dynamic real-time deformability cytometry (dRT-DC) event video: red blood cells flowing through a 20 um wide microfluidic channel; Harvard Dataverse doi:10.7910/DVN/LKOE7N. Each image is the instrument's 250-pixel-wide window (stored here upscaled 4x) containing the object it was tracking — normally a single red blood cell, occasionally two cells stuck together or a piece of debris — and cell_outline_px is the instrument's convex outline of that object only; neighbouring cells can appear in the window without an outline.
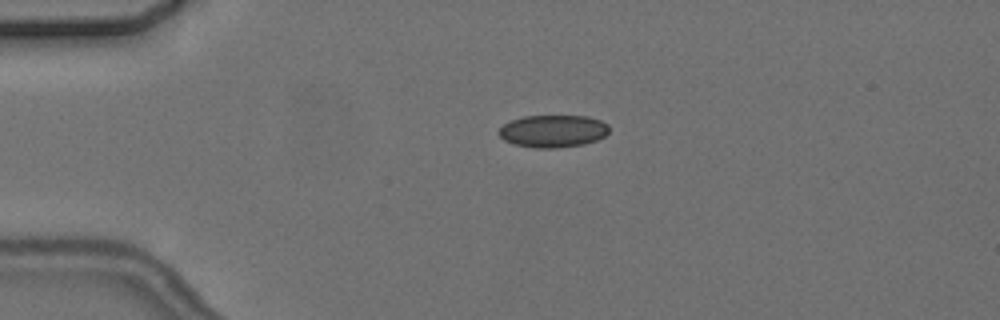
{"species": "common noctule bat (a hibernating species)", "species_latin": "Nyctalus noctula", "temperature_condition": "cold", "stored_images_in_passage": 2, "camera_frame_rate_fps": 3000, "um_per_image_px": 0.085, "animal": {"sex": "female", "body_mass_g": 24.6, "forearm_length_mm": 56.2}, "frame": {"image": 1, "passage_image": 1, "time_ms": 0.0, "image_size_px": [1000, 320], "cell_outline_px": [[608, 132], [604, 136], [596, 140], [584, 144], [556, 148], [532, 148], [516, 144], [504, 140], [496, 132], [504, 124], [512, 120], [524, 116], [588, 116], [600, 120], [608, 124]], "centroid_in_image_um": [47.0, 11.14], "position_along_channel_um": 38.0, "area_um2": 20.81}}